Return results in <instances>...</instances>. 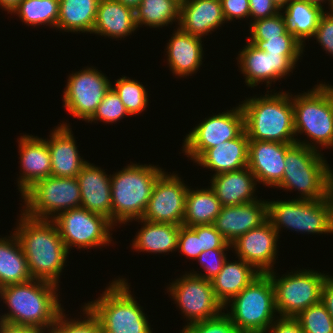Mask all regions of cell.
Masks as SVG:
<instances>
[{
  "instance_id": "6da1fadb",
  "label": "cell",
  "mask_w": 333,
  "mask_h": 333,
  "mask_svg": "<svg viewBox=\"0 0 333 333\" xmlns=\"http://www.w3.org/2000/svg\"><path fill=\"white\" fill-rule=\"evenodd\" d=\"M14 233L22 246L29 273L59 285L69 251L53 220L37 219L21 211Z\"/></svg>"
},
{
  "instance_id": "7a4b0ae2",
  "label": "cell",
  "mask_w": 333,
  "mask_h": 333,
  "mask_svg": "<svg viewBox=\"0 0 333 333\" xmlns=\"http://www.w3.org/2000/svg\"><path fill=\"white\" fill-rule=\"evenodd\" d=\"M58 288L54 283L39 279L2 287L0 298L7 305L8 313L0 315V321L48 332L59 314L65 311L59 301Z\"/></svg>"
},
{
  "instance_id": "3957f363",
  "label": "cell",
  "mask_w": 333,
  "mask_h": 333,
  "mask_svg": "<svg viewBox=\"0 0 333 333\" xmlns=\"http://www.w3.org/2000/svg\"><path fill=\"white\" fill-rule=\"evenodd\" d=\"M271 92L241 101L247 137L249 141L295 144L292 94Z\"/></svg>"
},
{
  "instance_id": "277c9868",
  "label": "cell",
  "mask_w": 333,
  "mask_h": 333,
  "mask_svg": "<svg viewBox=\"0 0 333 333\" xmlns=\"http://www.w3.org/2000/svg\"><path fill=\"white\" fill-rule=\"evenodd\" d=\"M163 168L132 163L111 175L112 224L141 219Z\"/></svg>"
},
{
  "instance_id": "5b68a950",
  "label": "cell",
  "mask_w": 333,
  "mask_h": 333,
  "mask_svg": "<svg viewBox=\"0 0 333 333\" xmlns=\"http://www.w3.org/2000/svg\"><path fill=\"white\" fill-rule=\"evenodd\" d=\"M327 163L321 150L295 143L286 151L283 178L275 188L297 190L299 199H325L333 193V170Z\"/></svg>"
},
{
  "instance_id": "8992f818",
  "label": "cell",
  "mask_w": 333,
  "mask_h": 333,
  "mask_svg": "<svg viewBox=\"0 0 333 333\" xmlns=\"http://www.w3.org/2000/svg\"><path fill=\"white\" fill-rule=\"evenodd\" d=\"M295 136L307 135L296 143L319 151L333 148V85L319 83L313 89L292 95Z\"/></svg>"
},
{
  "instance_id": "52a82bcc",
  "label": "cell",
  "mask_w": 333,
  "mask_h": 333,
  "mask_svg": "<svg viewBox=\"0 0 333 333\" xmlns=\"http://www.w3.org/2000/svg\"><path fill=\"white\" fill-rule=\"evenodd\" d=\"M125 278L112 280L96 300L85 303L99 319L103 333H153L143 307Z\"/></svg>"
},
{
  "instance_id": "ba28073f",
  "label": "cell",
  "mask_w": 333,
  "mask_h": 333,
  "mask_svg": "<svg viewBox=\"0 0 333 333\" xmlns=\"http://www.w3.org/2000/svg\"><path fill=\"white\" fill-rule=\"evenodd\" d=\"M228 306L231 307L228 311ZM240 333H265L276 320L274 288L268 274H260L224 305Z\"/></svg>"
},
{
  "instance_id": "9c48e42d",
  "label": "cell",
  "mask_w": 333,
  "mask_h": 333,
  "mask_svg": "<svg viewBox=\"0 0 333 333\" xmlns=\"http://www.w3.org/2000/svg\"><path fill=\"white\" fill-rule=\"evenodd\" d=\"M267 217L278 235L281 228L302 234H333V193L318 200H269Z\"/></svg>"
},
{
  "instance_id": "30bf717a",
  "label": "cell",
  "mask_w": 333,
  "mask_h": 333,
  "mask_svg": "<svg viewBox=\"0 0 333 333\" xmlns=\"http://www.w3.org/2000/svg\"><path fill=\"white\" fill-rule=\"evenodd\" d=\"M267 274L274 288L277 316L285 317H296L321 301L324 282L330 276L311 269L288 272L281 277L274 270Z\"/></svg>"
},
{
  "instance_id": "8fae6325",
  "label": "cell",
  "mask_w": 333,
  "mask_h": 333,
  "mask_svg": "<svg viewBox=\"0 0 333 333\" xmlns=\"http://www.w3.org/2000/svg\"><path fill=\"white\" fill-rule=\"evenodd\" d=\"M21 198V211L37 219H54L59 213L81 207V190L76 177L50 176L34 183Z\"/></svg>"
},
{
  "instance_id": "7c38bea8",
  "label": "cell",
  "mask_w": 333,
  "mask_h": 333,
  "mask_svg": "<svg viewBox=\"0 0 333 333\" xmlns=\"http://www.w3.org/2000/svg\"><path fill=\"white\" fill-rule=\"evenodd\" d=\"M52 220L68 251L72 247L86 250L109 246L113 241L110 230L113 231L114 225L111 221L83 207L63 211Z\"/></svg>"
},
{
  "instance_id": "4fadbf2b",
  "label": "cell",
  "mask_w": 333,
  "mask_h": 333,
  "mask_svg": "<svg viewBox=\"0 0 333 333\" xmlns=\"http://www.w3.org/2000/svg\"><path fill=\"white\" fill-rule=\"evenodd\" d=\"M168 285L167 293H170V298L181 309L188 321L187 325L214 318L224 310V306L214 295L210 280L188 272Z\"/></svg>"
},
{
  "instance_id": "5bb4252c",
  "label": "cell",
  "mask_w": 333,
  "mask_h": 333,
  "mask_svg": "<svg viewBox=\"0 0 333 333\" xmlns=\"http://www.w3.org/2000/svg\"><path fill=\"white\" fill-rule=\"evenodd\" d=\"M226 111L196 125L185 136L182 153L195 162L207 149L237 138L245 130L241 105Z\"/></svg>"
},
{
  "instance_id": "9a60e30c",
  "label": "cell",
  "mask_w": 333,
  "mask_h": 333,
  "mask_svg": "<svg viewBox=\"0 0 333 333\" xmlns=\"http://www.w3.org/2000/svg\"><path fill=\"white\" fill-rule=\"evenodd\" d=\"M63 92V106L72 117L88 121L110 89L112 82L96 67H84L69 74Z\"/></svg>"
},
{
  "instance_id": "2e32d148",
  "label": "cell",
  "mask_w": 333,
  "mask_h": 333,
  "mask_svg": "<svg viewBox=\"0 0 333 333\" xmlns=\"http://www.w3.org/2000/svg\"><path fill=\"white\" fill-rule=\"evenodd\" d=\"M238 51L237 64L245 77L248 87L254 88L260 82H266L267 88L271 83L279 81L289 75L296 68V64L303 54H270L261 51L249 41Z\"/></svg>"
},
{
  "instance_id": "e0dca14e",
  "label": "cell",
  "mask_w": 333,
  "mask_h": 333,
  "mask_svg": "<svg viewBox=\"0 0 333 333\" xmlns=\"http://www.w3.org/2000/svg\"><path fill=\"white\" fill-rule=\"evenodd\" d=\"M164 172L158 177L142 219L155 223L182 225L189 186L178 173Z\"/></svg>"
},
{
  "instance_id": "ac0fdd59",
  "label": "cell",
  "mask_w": 333,
  "mask_h": 333,
  "mask_svg": "<svg viewBox=\"0 0 333 333\" xmlns=\"http://www.w3.org/2000/svg\"><path fill=\"white\" fill-rule=\"evenodd\" d=\"M279 236L267 220L261 226L239 236L231 243V250L233 248L238 258L251 264L258 272L267 274L274 270L278 258Z\"/></svg>"
},
{
  "instance_id": "d6986e66",
  "label": "cell",
  "mask_w": 333,
  "mask_h": 333,
  "mask_svg": "<svg viewBox=\"0 0 333 333\" xmlns=\"http://www.w3.org/2000/svg\"><path fill=\"white\" fill-rule=\"evenodd\" d=\"M293 144L249 141L247 166L263 186L276 187L283 178L286 151Z\"/></svg>"
},
{
  "instance_id": "ffe728a7",
  "label": "cell",
  "mask_w": 333,
  "mask_h": 333,
  "mask_svg": "<svg viewBox=\"0 0 333 333\" xmlns=\"http://www.w3.org/2000/svg\"><path fill=\"white\" fill-rule=\"evenodd\" d=\"M267 220V200L259 199L241 205L223 206L213 225L229 243H232Z\"/></svg>"
},
{
  "instance_id": "44dd1931",
  "label": "cell",
  "mask_w": 333,
  "mask_h": 333,
  "mask_svg": "<svg viewBox=\"0 0 333 333\" xmlns=\"http://www.w3.org/2000/svg\"><path fill=\"white\" fill-rule=\"evenodd\" d=\"M21 173L18 190L21 195L34 183L51 176V155L45 139L33 135H21L17 140Z\"/></svg>"
},
{
  "instance_id": "7402d4cb",
  "label": "cell",
  "mask_w": 333,
  "mask_h": 333,
  "mask_svg": "<svg viewBox=\"0 0 333 333\" xmlns=\"http://www.w3.org/2000/svg\"><path fill=\"white\" fill-rule=\"evenodd\" d=\"M51 131L47 142L51 155V176L72 178L77 177L87 162L78 152L72 128L68 123H60Z\"/></svg>"
},
{
  "instance_id": "603a6c76",
  "label": "cell",
  "mask_w": 333,
  "mask_h": 333,
  "mask_svg": "<svg viewBox=\"0 0 333 333\" xmlns=\"http://www.w3.org/2000/svg\"><path fill=\"white\" fill-rule=\"evenodd\" d=\"M76 178L81 190V207L105 216L112 223L111 174L87 161Z\"/></svg>"
},
{
  "instance_id": "cb8c5ba5",
  "label": "cell",
  "mask_w": 333,
  "mask_h": 333,
  "mask_svg": "<svg viewBox=\"0 0 333 333\" xmlns=\"http://www.w3.org/2000/svg\"><path fill=\"white\" fill-rule=\"evenodd\" d=\"M177 27L166 44L167 63L173 75L186 78L197 73L203 63V41Z\"/></svg>"
},
{
  "instance_id": "d4e9b609",
  "label": "cell",
  "mask_w": 333,
  "mask_h": 333,
  "mask_svg": "<svg viewBox=\"0 0 333 333\" xmlns=\"http://www.w3.org/2000/svg\"><path fill=\"white\" fill-rule=\"evenodd\" d=\"M221 0H184L180 5L179 27L203 38L225 24Z\"/></svg>"
},
{
  "instance_id": "484cf974",
  "label": "cell",
  "mask_w": 333,
  "mask_h": 333,
  "mask_svg": "<svg viewBox=\"0 0 333 333\" xmlns=\"http://www.w3.org/2000/svg\"><path fill=\"white\" fill-rule=\"evenodd\" d=\"M210 188L222 206H235L257 201L255 175L248 166L211 176Z\"/></svg>"
},
{
  "instance_id": "4316f807",
  "label": "cell",
  "mask_w": 333,
  "mask_h": 333,
  "mask_svg": "<svg viewBox=\"0 0 333 333\" xmlns=\"http://www.w3.org/2000/svg\"><path fill=\"white\" fill-rule=\"evenodd\" d=\"M249 139L245 130L232 140L207 149L194 163L215 173L242 169L248 163Z\"/></svg>"
},
{
  "instance_id": "83f0119b",
  "label": "cell",
  "mask_w": 333,
  "mask_h": 333,
  "mask_svg": "<svg viewBox=\"0 0 333 333\" xmlns=\"http://www.w3.org/2000/svg\"><path fill=\"white\" fill-rule=\"evenodd\" d=\"M137 29L133 9L116 0H99L92 34L121 40Z\"/></svg>"
},
{
  "instance_id": "f1b7e54d",
  "label": "cell",
  "mask_w": 333,
  "mask_h": 333,
  "mask_svg": "<svg viewBox=\"0 0 333 333\" xmlns=\"http://www.w3.org/2000/svg\"><path fill=\"white\" fill-rule=\"evenodd\" d=\"M238 259L235 262L226 260L211 280L214 295L223 306L261 274L251 264Z\"/></svg>"
},
{
  "instance_id": "f546056e",
  "label": "cell",
  "mask_w": 333,
  "mask_h": 333,
  "mask_svg": "<svg viewBox=\"0 0 333 333\" xmlns=\"http://www.w3.org/2000/svg\"><path fill=\"white\" fill-rule=\"evenodd\" d=\"M135 221L143 223L131 244L136 252L169 254L177 251L180 225L149 222L142 218Z\"/></svg>"
},
{
  "instance_id": "4dcf8cb0",
  "label": "cell",
  "mask_w": 333,
  "mask_h": 333,
  "mask_svg": "<svg viewBox=\"0 0 333 333\" xmlns=\"http://www.w3.org/2000/svg\"><path fill=\"white\" fill-rule=\"evenodd\" d=\"M0 238V287L32 280L20 241L15 233Z\"/></svg>"
},
{
  "instance_id": "1f68e13d",
  "label": "cell",
  "mask_w": 333,
  "mask_h": 333,
  "mask_svg": "<svg viewBox=\"0 0 333 333\" xmlns=\"http://www.w3.org/2000/svg\"><path fill=\"white\" fill-rule=\"evenodd\" d=\"M99 0H59V31L90 33L95 25Z\"/></svg>"
},
{
  "instance_id": "d6a6232c",
  "label": "cell",
  "mask_w": 333,
  "mask_h": 333,
  "mask_svg": "<svg viewBox=\"0 0 333 333\" xmlns=\"http://www.w3.org/2000/svg\"><path fill=\"white\" fill-rule=\"evenodd\" d=\"M222 205L214 191L208 188L191 190L188 188L185 199L183 226L212 225L221 212Z\"/></svg>"
},
{
  "instance_id": "836d02e7",
  "label": "cell",
  "mask_w": 333,
  "mask_h": 333,
  "mask_svg": "<svg viewBox=\"0 0 333 333\" xmlns=\"http://www.w3.org/2000/svg\"><path fill=\"white\" fill-rule=\"evenodd\" d=\"M288 30L305 46V40L314 36L324 9L305 0H290L281 10Z\"/></svg>"
},
{
  "instance_id": "e575fe53",
  "label": "cell",
  "mask_w": 333,
  "mask_h": 333,
  "mask_svg": "<svg viewBox=\"0 0 333 333\" xmlns=\"http://www.w3.org/2000/svg\"><path fill=\"white\" fill-rule=\"evenodd\" d=\"M180 20V4L175 0H142L135 10L137 28H162Z\"/></svg>"
},
{
  "instance_id": "d590c367",
  "label": "cell",
  "mask_w": 333,
  "mask_h": 333,
  "mask_svg": "<svg viewBox=\"0 0 333 333\" xmlns=\"http://www.w3.org/2000/svg\"><path fill=\"white\" fill-rule=\"evenodd\" d=\"M10 14H17L24 25H46L56 29L59 0H21Z\"/></svg>"
},
{
  "instance_id": "8d00e7d4",
  "label": "cell",
  "mask_w": 333,
  "mask_h": 333,
  "mask_svg": "<svg viewBox=\"0 0 333 333\" xmlns=\"http://www.w3.org/2000/svg\"><path fill=\"white\" fill-rule=\"evenodd\" d=\"M111 87L119 95L123 102L125 109L131 115H138L142 111L146 110L149 100L148 92L143 84L136 81L135 79L127 78L122 76L115 80V84H111Z\"/></svg>"
},
{
  "instance_id": "74e56055",
  "label": "cell",
  "mask_w": 333,
  "mask_h": 333,
  "mask_svg": "<svg viewBox=\"0 0 333 333\" xmlns=\"http://www.w3.org/2000/svg\"><path fill=\"white\" fill-rule=\"evenodd\" d=\"M83 320L78 318H69L62 311L55 324L47 333H103L99 319L86 306H82ZM76 319V320H75Z\"/></svg>"
},
{
  "instance_id": "f35d334b",
  "label": "cell",
  "mask_w": 333,
  "mask_h": 333,
  "mask_svg": "<svg viewBox=\"0 0 333 333\" xmlns=\"http://www.w3.org/2000/svg\"><path fill=\"white\" fill-rule=\"evenodd\" d=\"M296 318L304 333H333V319L322 301L303 310Z\"/></svg>"
},
{
  "instance_id": "ab89813d",
  "label": "cell",
  "mask_w": 333,
  "mask_h": 333,
  "mask_svg": "<svg viewBox=\"0 0 333 333\" xmlns=\"http://www.w3.org/2000/svg\"><path fill=\"white\" fill-rule=\"evenodd\" d=\"M128 115L129 113L125 109V106L119 95L112 87H110L98 105L96 112L87 122L92 123L100 120V122L102 121L108 124H113L117 123L119 120L125 118L126 116L128 117Z\"/></svg>"
},
{
  "instance_id": "60d3db41",
  "label": "cell",
  "mask_w": 333,
  "mask_h": 333,
  "mask_svg": "<svg viewBox=\"0 0 333 333\" xmlns=\"http://www.w3.org/2000/svg\"><path fill=\"white\" fill-rule=\"evenodd\" d=\"M248 40H267V38L285 35L289 30L282 11L274 16L253 21L250 24Z\"/></svg>"
},
{
  "instance_id": "b9f144b4",
  "label": "cell",
  "mask_w": 333,
  "mask_h": 333,
  "mask_svg": "<svg viewBox=\"0 0 333 333\" xmlns=\"http://www.w3.org/2000/svg\"><path fill=\"white\" fill-rule=\"evenodd\" d=\"M261 51L270 54H303L305 46L290 32L267 40H248Z\"/></svg>"
},
{
  "instance_id": "7bdbcfd3",
  "label": "cell",
  "mask_w": 333,
  "mask_h": 333,
  "mask_svg": "<svg viewBox=\"0 0 333 333\" xmlns=\"http://www.w3.org/2000/svg\"><path fill=\"white\" fill-rule=\"evenodd\" d=\"M183 327L180 333H240L224 310L214 318Z\"/></svg>"
},
{
  "instance_id": "ee69618b",
  "label": "cell",
  "mask_w": 333,
  "mask_h": 333,
  "mask_svg": "<svg viewBox=\"0 0 333 333\" xmlns=\"http://www.w3.org/2000/svg\"><path fill=\"white\" fill-rule=\"evenodd\" d=\"M228 250L230 249L217 248L201 252L196 259L199 265H201L200 268L205 270V273H197L194 270L193 272L191 270L190 273L211 281L221 271L224 262L228 258L226 257V251Z\"/></svg>"
},
{
  "instance_id": "f6af8a7d",
  "label": "cell",
  "mask_w": 333,
  "mask_h": 333,
  "mask_svg": "<svg viewBox=\"0 0 333 333\" xmlns=\"http://www.w3.org/2000/svg\"><path fill=\"white\" fill-rule=\"evenodd\" d=\"M177 250L181 255L196 260L202 252L201 236H198L191 227L180 225Z\"/></svg>"
},
{
  "instance_id": "bcb514c9",
  "label": "cell",
  "mask_w": 333,
  "mask_h": 333,
  "mask_svg": "<svg viewBox=\"0 0 333 333\" xmlns=\"http://www.w3.org/2000/svg\"><path fill=\"white\" fill-rule=\"evenodd\" d=\"M198 236H201L202 252L209 249L230 248L229 243L212 225H196L191 227Z\"/></svg>"
},
{
  "instance_id": "7dc6e473",
  "label": "cell",
  "mask_w": 333,
  "mask_h": 333,
  "mask_svg": "<svg viewBox=\"0 0 333 333\" xmlns=\"http://www.w3.org/2000/svg\"><path fill=\"white\" fill-rule=\"evenodd\" d=\"M313 37L326 53L333 56V11H325L321 16Z\"/></svg>"
},
{
  "instance_id": "c3c4849f",
  "label": "cell",
  "mask_w": 333,
  "mask_h": 333,
  "mask_svg": "<svg viewBox=\"0 0 333 333\" xmlns=\"http://www.w3.org/2000/svg\"><path fill=\"white\" fill-rule=\"evenodd\" d=\"M221 4L226 23L249 18V0H221Z\"/></svg>"
},
{
  "instance_id": "681fc988",
  "label": "cell",
  "mask_w": 333,
  "mask_h": 333,
  "mask_svg": "<svg viewBox=\"0 0 333 333\" xmlns=\"http://www.w3.org/2000/svg\"><path fill=\"white\" fill-rule=\"evenodd\" d=\"M249 7L250 24L256 20L274 16L281 11L272 0H249Z\"/></svg>"
},
{
  "instance_id": "f907efd6",
  "label": "cell",
  "mask_w": 333,
  "mask_h": 333,
  "mask_svg": "<svg viewBox=\"0 0 333 333\" xmlns=\"http://www.w3.org/2000/svg\"><path fill=\"white\" fill-rule=\"evenodd\" d=\"M265 333H304L296 317L278 316Z\"/></svg>"
},
{
  "instance_id": "816d5d0a",
  "label": "cell",
  "mask_w": 333,
  "mask_h": 333,
  "mask_svg": "<svg viewBox=\"0 0 333 333\" xmlns=\"http://www.w3.org/2000/svg\"><path fill=\"white\" fill-rule=\"evenodd\" d=\"M321 301L326 306L327 312L333 319V277L330 275L324 282Z\"/></svg>"
},
{
  "instance_id": "f5cc1de1",
  "label": "cell",
  "mask_w": 333,
  "mask_h": 333,
  "mask_svg": "<svg viewBox=\"0 0 333 333\" xmlns=\"http://www.w3.org/2000/svg\"><path fill=\"white\" fill-rule=\"evenodd\" d=\"M0 333H46L30 326L15 325L0 321Z\"/></svg>"
},
{
  "instance_id": "db71d44e",
  "label": "cell",
  "mask_w": 333,
  "mask_h": 333,
  "mask_svg": "<svg viewBox=\"0 0 333 333\" xmlns=\"http://www.w3.org/2000/svg\"><path fill=\"white\" fill-rule=\"evenodd\" d=\"M21 0H0V8L3 9V11H7L9 14L11 11L18 5V3Z\"/></svg>"
},
{
  "instance_id": "11a10c76",
  "label": "cell",
  "mask_w": 333,
  "mask_h": 333,
  "mask_svg": "<svg viewBox=\"0 0 333 333\" xmlns=\"http://www.w3.org/2000/svg\"><path fill=\"white\" fill-rule=\"evenodd\" d=\"M305 1H307L310 4L316 5L318 7H321L325 11H327V10L323 6H324V3L326 4V2H328L327 4L330 7L329 10L333 11V0H305Z\"/></svg>"
},
{
  "instance_id": "9f6ffc18",
  "label": "cell",
  "mask_w": 333,
  "mask_h": 333,
  "mask_svg": "<svg viewBox=\"0 0 333 333\" xmlns=\"http://www.w3.org/2000/svg\"><path fill=\"white\" fill-rule=\"evenodd\" d=\"M116 1L121 2L126 7H129L135 11L138 8V6L141 4L142 0H116Z\"/></svg>"
},
{
  "instance_id": "6f0895ef",
  "label": "cell",
  "mask_w": 333,
  "mask_h": 333,
  "mask_svg": "<svg viewBox=\"0 0 333 333\" xmlns=\"http://www.w3.org/2000/svg\"><path fill=\"white\" fill-rule=\"evenodd\" d=\"M282 10L290 0H272Z\"/></svg>"
},
{
  "instance_id": "680465c9",
  "label": "cell",
  "mask_w": 333,
  "mask_h": 333,
  "mask_svg": "<svg viewBox=\"0 0 333 333\" xmlns=\"http://www.w3.org/2000/svg\"><path fill=\"white\" fill-rule=\"evenodd\" d=\"M177 1L180 5L184 2V0H175Z\"/></svg>"
}]
</instances>
